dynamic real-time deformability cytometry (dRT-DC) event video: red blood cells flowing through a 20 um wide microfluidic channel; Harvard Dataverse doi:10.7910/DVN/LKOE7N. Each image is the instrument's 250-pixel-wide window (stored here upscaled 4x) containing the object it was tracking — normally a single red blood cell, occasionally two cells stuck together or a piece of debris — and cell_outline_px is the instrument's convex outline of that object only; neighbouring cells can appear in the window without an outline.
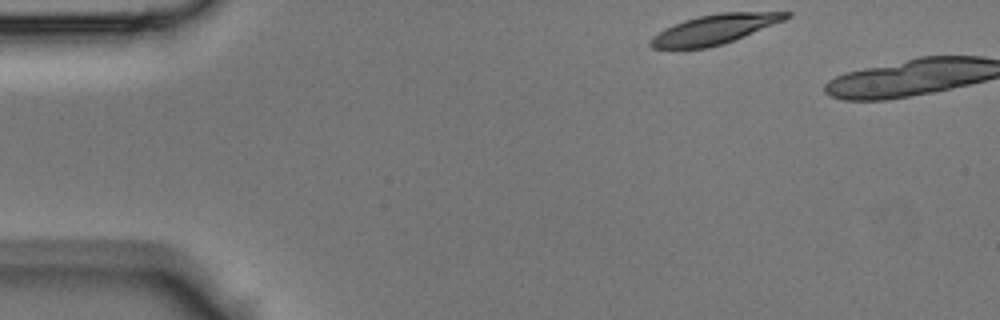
{"species": "Egyptian fruit bat (a non-hibernating species)", "species_latin": "Rousettus aegyptiacus", "temperature_condition": "room temperature", "stored_images_in_passage": 30, "camera_frame_rate_fps": 3000, "um_per_image_px": 0.085, "animal": {"sex": "male"}, "frame": {"image": 1, "passage_image": 1, "time_ms": 0.0, "image_size_px": [1000, 320], "cell_outline_px": [[792, 16], [784, 20], [724, 44], [708, 48], [652, 48], [648, 44], [648, 40], [652, 36], [664, 28], [684, 20], [700, 16], [720, 12], [792, 12]], "centroid_in_image_um": [60.71, 2.49], "position_along_channel_um": 24.3, "area_um2": 23.29}}
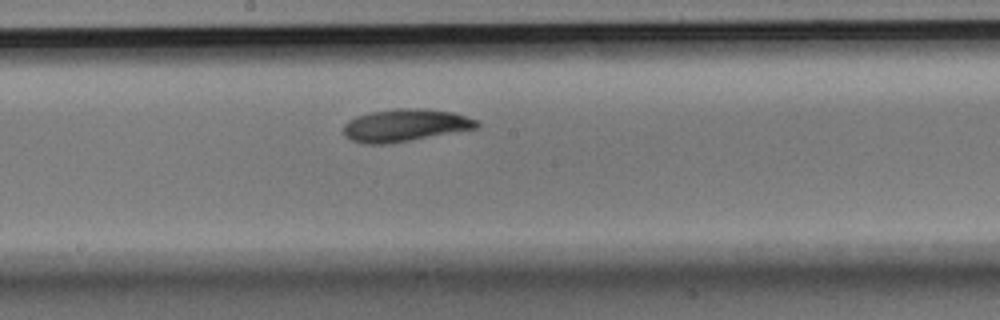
{"frame": {"image": 2, "passage_image": 18, "time_ms": 5.667, "image_size_px": [1000, 320], "cell_outline_px": [[480, 124], [476, 128], [408, 140], [384, 144], [364, 144], [352, 140], [344, 136], [344, 124], [348, 120], [356, 116], [368, 112], [396, 108], [424, 108], [452, 112], [476, 120]], "centroid_in_image_um": [34.37, 10.63], "position_along_channel_um": 213.8, "area_um2": 24.97}}
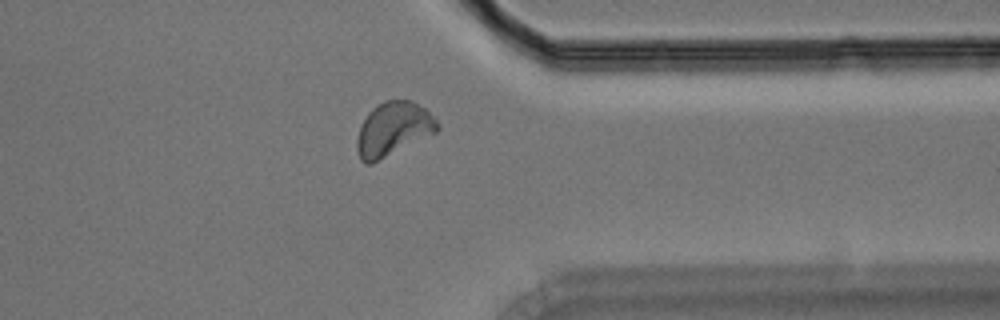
{"frame": {"image": 3, "passage_image": 29, "time_ms": 9.333, "image_size_px": [1000, 320], "cell_outline_px": [[440, 128], [436, 132], [372, 164], [364, 164], [360, 160], [356, 148], [356, 140], [360, 128], [368, 112], [376, 104], [384, 100], [408, 100], [424, 108], [440, 124]], "centroid_in_image_um": [33.39, 10.98], "position_along_channel_um": 378.0, "area_um2": 25.09}}